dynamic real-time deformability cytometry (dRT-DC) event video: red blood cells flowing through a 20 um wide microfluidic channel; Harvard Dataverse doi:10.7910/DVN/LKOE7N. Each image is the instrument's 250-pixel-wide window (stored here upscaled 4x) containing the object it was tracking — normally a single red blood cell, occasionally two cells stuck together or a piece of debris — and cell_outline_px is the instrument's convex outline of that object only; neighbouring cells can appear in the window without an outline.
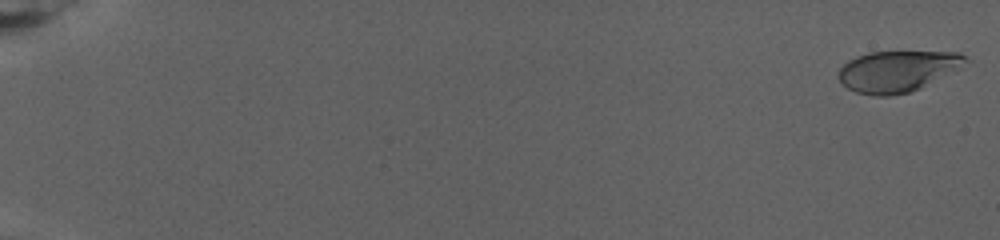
{"species": "human", "species_latin": "Homo sapiens", "temperature_condition": "warm", "stored_images_in_passage": 84, "camera_frame_rate_fps": 3000, "um_per_image_px": 0.085, "donor": {"sex": "female"}, "frame": {"image": 1, "passage_image": 2, "time_ms": 0.333, "image_size_px": [1000, 240], "cell_outline_px": [[972, 60], [920, 88], [908, 92], [888, 96], [872, 96], [856, 92], [848, 88], [840, 80], [840, 68], [848, 60], [856, 56], [868, 52], [960, 52]], "centroid_in_image_um": [76.28, 6.04], "position_along_channel_um": 8.7, "area_um2": 30.06}}
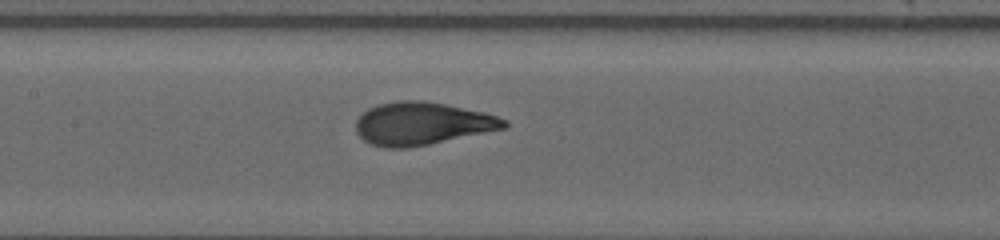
{"frame": {"image": 2, "passage_image": 45, "time_ms": 14.667, "image_size_px": [1000, 240], "cell_outline_px": [[508, 124], [504, 128], [428, 144], [408, 148], [384, 148], [372, 144], [364, 140], [356, 132], [356, 120], [368, 108], [376, 104], [396, 100], [424, 100], [484, 112], [508, 120]], "centroid_in_image_um": [35.83, 10.49], "position_along_channel_um": 171.6, "area_um2": 36.76}}
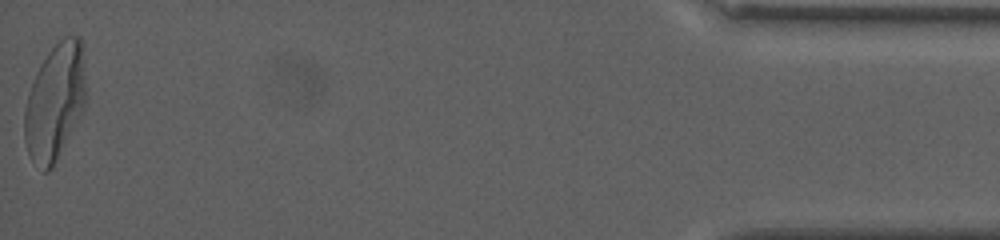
{"frame": {"image": 3, "passage_image": 84, "time_ms": 27.667, "image_size_px": [1000, 240], "cell_outline_px": [[84, 108], [80, 116], [52, 168], [48, 172], [44, 172], [32, 160], [28, 152], [24, 140], [24, 108], [28, 92], [36, 72], [40, 64], [48, 52], [64, 36], [80, 36], [84, 80]], "centroid_in_image_um": [4.63, 8.69], "position_along_channel_um": 430.6, "area_um2": 41.1}, "authors_computed_cell_mechanics": {"area_um2": 34.68, "velocity_mm_per_s": 2.612, "shape_relaxation_time_tau1_ms": 5.9176, "shape_relaxation_time_tau2_ms": null, "deformation_change_tau1": 0.2364, "deformation_change_tau2": null}}